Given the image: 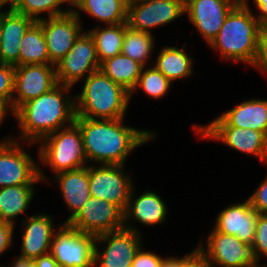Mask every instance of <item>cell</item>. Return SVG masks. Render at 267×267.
<instances>
[{"label":"cell","mask_w":267,"mask_h":267,"mask_svg":"<svg viewBox=\"0 0 267 267\" xmlns=\"http://www.w3.org/2000/svg\"><path fill=\"white\" fill-rule=\"evenodd\" d=\"M253 6L259 11L255 17L260 24L267 22V0H253Z\"/></svg>","instance_id":"40"},{"label":"cell","mask_w":267,"mask_h":267,"mask_svg":"<svg viewBox=\"0 0 267 267\" xmlns=\"http://www.w3.org/2000/svg\"><path fill=\"white\" fill-rule=\"evenodd\" d=\"M14 116V111L12 110L11 106L8 103L2 102L0 101V125L2 122H4V120H6L5 118L7 117V115L9 113Z\"/></svg>","instance_id":"43"},{"label":"cell","mask_w":267,"mask_h":267,"mask_svg":"<svg viewBox=\"0 0 267 267\" xmlns=\"http://www.w3.org/2000/svg\"><path fill=\"white\" fill-rule=\"evenodd\" d=\"M82 0H65V2L71 6V11L81 2Z\"/></svg>","instance_id":"44"},{"label":"cell","mask_w":267,"mask_h":267,"mask_svg":"<svg viewBox=\"0 0 267 267\" xmlns=\"http://www.w3.org/2000/svg\"><path fill=\"white\" fill-rule=\"evenodd\" d=\"M95 240V235L60 223L52 237L50 254L60 267H94Z\"/></svg>","instance_id":"8"},{"label":"cell","mask_w":267,"mask_h":267,"mask_svg":"<svg viewBox=\"0 0 267 267\" xmlns=\"http://www.w3.org/2000/svg\"><path fill=\"white\" fill-rule=\"evenodd\" d=\"M258 212L248 199L233 203L220 211L214 221L215 230L226 235H234L239 240L253 244Z\"/></svg>","instance_id":"20"},{"label":"cell","mask_w":267,"mask_h":267,"mask_svg":"<svg viewBox=\"0 0 267 267\" xmlns=\"http://www.w3.org/2000/svg\"><path fill=\"white\" fill-rule=\"evenodd\" d=\"M255 69L267 76V22L260 24L259 51Z\"/></svg>","instance_id":"38"},{"label":"cell","mask_w":267,"mask_h":267,"mask_svg":"<svg viewBox=\"0 0 267 267\" xmlns=\"http://www.w3.org/2000/svg\"><path fill=\"white\" fill-rule=\"evenodd\" d=\"M161 267H212L207 259L195 248L192 252L184 254L178 258L169 256L163 262Z\"/></svg>","instance_id":"33"},{"label":"cell","mask_w":267,"mask_h":267,"mask_svg":"<svg viewBox=\"0 0 267 267\" xmlns=\"http://www.w3.org/2000/svg\"><path fill=\"white\" fill-rule=\"evenodd\" d=\"M121 119H90L76 117L85 156L88 161L98 165H126L128 156L134 149L156 139V132L138 130L125 126Z\"/></svg>","instance_id":"1"},{"label":"cell","mask_w":267,"mask_h":267,"mask_svg":"<svg viewBox=\"0 0 267 267\" xmlns=\"http://www.w3.org/2000/svg\"><path fill=\"white\" fill-rule=\"evenodd\" d=\"M72 11L79 18L85 12L104 26L117 25L127 23L128 5L125 0H82Z\"/></svg>","instance_id":"26"},{"label":"cell","mask_w":267,"mask_h":267,"mask_svg":"<svg viewBox=\"0 0 267 267\" xmlns=\"http://www.w3.org/2000/svg\"><path fill=\"white\" fill-rule=\"evenodd\" d=\"M54 218L50 214L39 213L22 220L23 234L19 257L34 260L50 253L54 232Z\"/></svg>","instance_id":"19"},{"label":"cell","mask_w":267,"mask_h":267,"mask_svg":"<svg viewBox=\"0 0 267 267\" xmlns=\"http://www.w3.org/2000/svg\"><path fill=\"white\" fill-rule=\"evenodd\" d=\"M153 35V33L131 29L127 25L121 54L139 62L144 67L147 66L149 63L147 60L152 57L153 49L156 47Z\"/></svg>","instance_id":"30"},{"label":"cell","mask_w":267,"mask_h":267,"mask_svg":"<svg viewBox=\"0 0 267 267\" xmlns=\"http://www.w3.org/2000/svg\"><path fill=\"white\" fill-rule=\"evenodd\" d=\"M100 65L95 41L85 30L68 53L55 65L57 82L74 87L81 79L100 70Z\"/></svg>","instance_id":"10"},{"label":"cell","mask_w":267,"mask_h":267,"mask_svg":"<svg viewBox=\"0 0 267 267\" xmlns=\"http://www.w3.org/2000/svg\"><path fill=\"white\" fill-rule=\"evenodd\" d=\"M57 84L55 65L15 66L12 110L49 92Z\"/></svg>","instance_id":"16"},{"label":"cell","mask_w":267,"mask_h":267,"mask_svg":"<svg viewBox=\"0 0 267 267\" xmlns=\"http://www.w3.org/2000/svg\"><path fill=\"white\" fill-rule=\"evenodd\" d=\"M15 66L0 62V101L8 103L12 108L14 94Z\"/></svg>","instance_id":"34"},{"label":"cell","mask_w":267,"mask_h":267,"mask_svg":"<svg viewBox=\"0 0 267 267\" xmlns=\"http://www.w3.org/2000/svg\"><path fill=\"white\" fill-rule=\"evenodd\" d=\"M38 161L55 174L88 166L82 135L74 122L38 142Z\"/></svg>","instance_id":"5"},{"label":"cell","mask_w":267,"mask_h":267,"mask_svg":"<svg viewBox=\"0 0 267 267\" xmlns=\"http://www.w3.org/2000/svg\"><path fill=\"white\" fill-rule=\"evenodd\" d=\"M5 138L0 140V188L48 183L41 166L21 147L20 142L12 135Z\"/></svg>","instance_id":"6"},{"label":"cell","mask_w":267,"mask_h":267,"mask_svg":"<svg viewBox=\"0 0 267 267\" xmlns=\"http://www.w3.org/2000/svg\"><path fill=\"white\" fill-rule=\"evenodd\" d=\"M6 267H35V263L31 259L17 257L12 261L11 265Z\"/></svg>","instance_id":"42"},{"label":"cell","mask_w":267,"mask_h":267,"mask_svg":"<svg viewBox=\"0 0 267 267\" xmlns=\"http://www.w3.org/2000/svg\"><path fill=\"white\" fill-rule=\"evenodd\" d=\"M253 247L258 261L262 257L267 260V214L258 213Z\"/></svg>","instance_id":"35"},{"label":"cell","mask_w":267,"mask_h":267,"mask_svg":"<svg viewBox=\"0 0 267 267\" xmlns=\"http://www.w3.org/2000/svg\"><path fill=\"white\" fill-rule=\"evenodd\" d=\"M193 130L202 139H212L225 144L230 149L255 156L267 165V134L253 129L234 126H204L197 123Z\"/></svg>","instance_id":"12"},{"label":"cell","mask_w":267,"mask_h":267,"mask_svg":"<svg viewBox=\"0 0 267 267\" xmlns=\"http://www.w3.org/2000/svg\"><path fill=\"white\" fill-rule=\"evenodd\" d=\"M142 237L126 228L97 235L94 267H132L136 253L143 246ZM99 245L103 246L101 250Z\"/></svg>","instance_id":"11"},{"label":"cell","mask_w":267,"mask_h":267,"mask_svg":"<svg viewBox=\"0 0 267 267\" xmlns=\"http://www.w3.org/2000/svg\"><path fill=\"white\" fill-rule=\"evenodd\" d=\"M126 1V4L127 5H130L132 3H136V2H139V1H144V0H125Z\"/></svg>","instance_id":"46"},{"label":"cell","mask_w":267,"mask_h":267,"mask_svg":"<svg viewBox=\"0 0 267 267\" xmlns=\"http://www.w3.org/2000/svg\"><path fill=\"white\" fill-rule=\"evenodd\" d=\"M72 88L58 83L49 92L20 105L13 116L19 130V137L14 140L20 139L24 145L32 146L74 123L76 108L75 96L70 92Z\"/></svg>","instance_id":"2"},{"label":"cell","mask_w":267,"mask_h":267,"mask_svg":"<svg viewBox=\"0 0 267 267\" xmlns=\"http://www.w3.org/2000/svg\"><path fill=\"white\" fill-rule=\"evenodd\" d=\"M135 186L133 187L127 207L124 211V228L143 234L140 228L135 227L130 221L136 220L144 226L161 225L166 221L168 206L163 198L153 190H147L136 196ZM135 194V195H134Z\"/></svg>","instance_id":"18"},{"label":"cell","mask_w":267,"mask_h":267,"mask_svg":"<svg viewBox=\"0 0 267 267\" xmlns=\"http://www.w3.org/2000/svg\"><path fill=\"white\" fill-rule=\"evenodd\" d=\"M67 209L71 212L68 218L63 222L67 223L84 206L91 197L89 191L88 166L63 171L54 175Z\"/></svg>","instance_id":"23"},{"label":"cell","mask_w":267,"mask_h":267,"mask_svg":"<svg viewBox=\"0 0 267 267\" xmlns=\"http://www.w3.org/2000/svg\"><path fill=\"white\" fill-rule=\"evenodd\" d=\"M35 185L0 188V221L16 225V218L29 209L35 196Z\"/></svg>","instance_id":"25"},{"label":"cell","mask_w":267,"mask_h":267,"mask_svg":"<svg viewBox=\"0 0 267 267\" xmlns=\"http://www.w3.org/2000/svg\"><path fill=\"white\" fill-rule=\"evenodd\" d=\"M15 227L12 224L0 221V256L12 247Z\"/></svg>","instance_id":"39"},{"label":"cell","mask_w":267,"mask_h":267,"mask_svg":"<svg viewBox=\"0 0 267 267\" xmlns=\"http://www.w3.org/2000/svg\"><path fill=\"white\" fill-rule=\"evenodd\" d=\"M13 1L14 0H0V8H3L4 5L6 6L7 4H9L8 7H11Z\"/></svg>","instance_id":"45"},{"label":"cell","mask_w":267,"mask_h":267,"mask_svg":"<svg viewBox=\"0 0 267 267\" xmlns=\"http://www.w3.org/2000/svg\"><path fill=\"white\" fill-rule=\"evenodd\" d=\"M242 0H185L184 13L209 45Z\"/></svg>","instance_id":"15"},{"label":"cell","mask_w":267,"mask_h":267,"mask_svg":"<svg viewBox=\"0 0 267 267\" xmlns=\"http://www.w3.org/2000/svg\"><path fill=\"white\" fill-rule=\"evenodd\" d=\"M33 261L35 263V267H60L50 253L41 255Z\"/></svg>","instance_id":"41"},{"label":"cell","mask_w":267,"mask_h":267,"mask_svg":"<svg viewBox=\"0 0 267 267\" xmlns=\"http://www.w3.org/2000/svg\"><path fill=\"white\" fill-rule=\"evenodd\" d=\"M259 267H267V265L263 263V265L261 264Z\"/></svg>","instance_id":"47"},{"label":"cell","mask_w":267,"mask_h":267,"mask_svg":"<svg viewBox=\"0 0 267 267\" xmlns=\"http://www.w3.org/2000/svg\"><path fill=\"white\" fill-rule=\"evenodd\" d=\"M129 102L130 93L98 70L84 79L81 92L75 94L76 117L125 118Z\"/></svg>","instance_id":"4"},{"label":"cell","mask_w":267,"mask_h":267,"mask_svg":"<svg viewBox=\"0 0 267 267\" xmlns=\"http://www.w3.org/2000/svg\"><path fill=\"white\" fill-rule=\"evenodd\" d=\"M185 0H144L128 5L127 25L131 29L152 33L157 28L185 15Z\"/></svg>","instance_id":"14"},{"label":"cell","mask_w":267,"mask_h":267,"mask_svg":"<svg viewBox=\"0 0 267 267\" xmlns=\"http://www.w3.org/2000/svg\"><path fill=\"white\" fill-rule=\"evenodd\" d=\"M248 0H242L227 16L217 36L208 45L227 61L255 67L259 51L260 23Z\"/></svg>","instance_id":"3"},{"label":"cell","mask_w":267,"mask_h":267,"mask_svg":"<svg viewBox=\"0 0 267 267\" xmlns=\"http://www.w3.org/2000/svg\"><path fill=\"white\" fill-rule=\"evenodd\" d=\"M81 18L73 11L61 16L43 17L42 25L50 61L56 65L71 49L74 42L84 32Z\"/></svg>","instance_id":"17"},{"label":"cell","mask_w":267,"mask_h":267,"mask_svg":"<svg viewBox=\"0 0 267 267\" xmlns=\"http://www.w3.org/2000/svg\"><path fill=\"white\" fill-rule=\"evenodd\" d=\"M35 21L15 12L11 7L0 8V62L19 66L21 40Z\"/></svg>","instance_id":"21"},{"label":"cell","mask_w":267,"mask_h":267,"mask_svg":"<svg viewBox=\"0 0 267 267\" xmlns=\"http://www.w3.org/2000/svg\"><path fill=\"white\" fill-rule=\"evenodd\" d=\"M205 126H234L267 134V100L260 98L244 100Z\"/></svg>","instance_id":"22"},{"label":"cell","mask_w":267,"mask_h":267,"mask_svg":"<svg viewBox=\"0 0 267 267\" xmlns=\"http://www.w3.org/2000/svg\"><path fill=\"white\" fill-rule=\"evenodd\" d=\"M172 84L173 83L169 81L153 65L151 67L145 66L142 69L141 75L139 76L134 90L130 93V100L133 97L132 95L137 92V89L143 90L147 96L153 99H160L169 92Z\"/></svg>","instance_id":"32"},{"label":"cell","mask_w":267,"mask_h":267,"mask_svg":"<svg viewBox=\"0 0 267 267\" xmlns=\"http://www.w3.org/2000/svg\"><path fill=\"white\" fill-rule=\"evenodd\" d=\"M143 65L122 54L106 59L100 65V70L114 83L121 85L131 93L141 75Z\"/></svg>","instance_id":"27"},{"label":"cell","mask_w":267,"mask_h":267,"mask_svg":"<svg viewBox=\"0 0 267 267\" xmlns=\"http://www.w3.org/2000/svg\"><path fill=\"white\" fill-rule=\"evenodd\" d=\"M206 246L199 242L196 249L212 267H259L253 244L239 240L234 235H226L214 228L206 239Z\"/></svg>","instance_id":"7"},{"label":"cell","mask_w":267,"mask_h":267,"mask_svg":"<svg viewBox=\"0 0 267 267\" xmlns=\"http://www.w3.org/2000/svg\"><path fill=\"white\" fill-rule=\"evenodd\" d=\"M125 168L126 165H88L91 196L111 202L125 211L134 187L132 176Z\"/></svg>","instance_id":"9"},{"label":"cell","mask_w":267,"mask_h":267,"mask_svg":"<svg viewBox=\"0 0 267 267\" xmlns=\"http://www.w3.org/2000/svg\"><path fill=\"white\" fill-rule=\"evenodd\" d=\"M65 3V0H14L11 8L34 21H39L43 19V16L40 17L43 13H47L48 18L69 13L70 8H61Z\"/></svg>","instance_id":"31"},{"label":"cell","mask_w":267,"mask_h":267,"mask_svg":"<svg viewBox=\"0 0 267 267\" xmlns=\"http://www.w3.org/2000/svg\"><path fill=\"white\" fill-rule=\"evenodd\" d=\"M184 46H164L156 56L153 66L172 83L191 77L194 74L193 58L187 54Z\"/></svg>","instance_id":"24"},{"label":"cell","mask_w":267,"mask_h":267,"mask_svg":"<svg viewBox=\"0 0 267 267\" xmlns=\"http://www.w3.org/2000/svg\"><path fill=\"white\" fill-rule=\"evenodd\" d=\"M19 53L20 65H54L49 58L42 25L35 21L22 38Z\"/></svg>","instance_id":"28"},{"label":"cell","mask_w":267,"mask_h":267,"mask_svg":"<svg viewBox=\"0 0 267 267\" xmlns=\"http://www.w3.org/2000/svg\"><path fill=\"white\" fill-rule=\"evenodd\" d=\"M67 224L97 236L124 228V211L111 202L91 196Z\"/></svg>","instance_id":"13"},{"label":"cell","mask_w":267,"mask_h":267,"mask_svg":"<svg viewBox=\"0 0 267 267\" xmlns=\"http://www.w3.org/2000/svg\"><path fill=\"white\" fill-rule=\"evenodd\" d=\"M247 199L258 213L267 214V176Z\"/></svg>","instance_id":"36"},{"label":"cell","mask_w":267,"mask_h":267,"mask_svg":"<svg viewBox=\"0 0 267 267\" xmlns=\"http://www.w3.org/2000/svg\"><path fill=\"white\" fill-rule=\"evenodd\" d=\"M102 26V24L97 25L96 27L94 26V28L87 30L95 41L100 64L106 59L121 54L127 23L106 25L105 28H102Z\"/></svg>","instance_id":"29"},{"label":"cell","mask_w":267,"mask_h":267,"mask_svg":"<svg viewBox=\"0 0 267 267\" xmlns=\"http://www.w3.org/2000/svg\"><path fill=\"white\" fill-rule=\"evenodd\" d=\"M144 248H140L136 253L132 267H161L162 262L167 258L166 256L161 257L157 253L151 251H145Z\"/></svg>","instance_id":"37"}]
</instances>
